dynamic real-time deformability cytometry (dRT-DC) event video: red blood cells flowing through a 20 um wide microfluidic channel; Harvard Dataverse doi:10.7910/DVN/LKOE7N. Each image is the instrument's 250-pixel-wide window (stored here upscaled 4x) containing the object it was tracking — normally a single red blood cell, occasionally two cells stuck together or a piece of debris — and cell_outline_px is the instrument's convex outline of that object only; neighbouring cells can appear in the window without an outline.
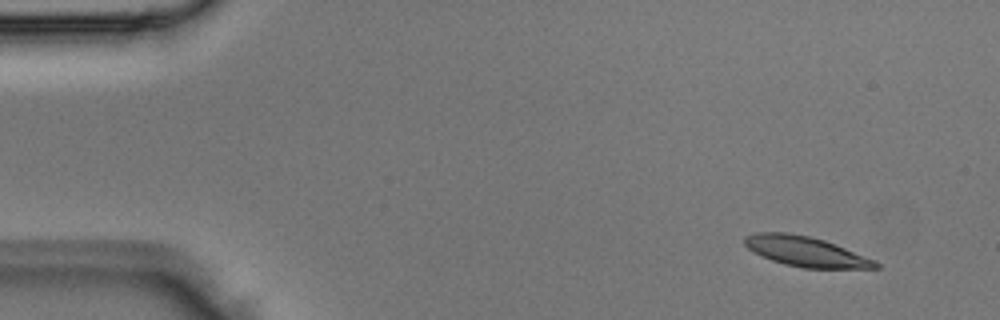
{"species": "Egyptian fruit bat (a non-hibernating species)", "species_latin": "Rousettus aegyptiacus", "temperature_condition": "room temperature", "stored_images_in_passage": 4, "camera_frame_rate_fps": 3000, "um_per_image_px": 0.085, "animal": {"sex": "male"}, "frame": {"image": 1, "passage_image": 1, "time_ms": 0.0, "image_size_px": [1000, 320], "cell_outline_px": [[880, 268], [804, 268], [784, 264], [772, 260], [748, 248], [744, 244], [744, 236], [756, 232], [788, 232], [808, 236], [824, 240], [876, 260], [880, 264]], "centroid_in_image_um": [68.5, 21.37], "position_along_channel_um": 16.5, "area_um2": 22.72}}
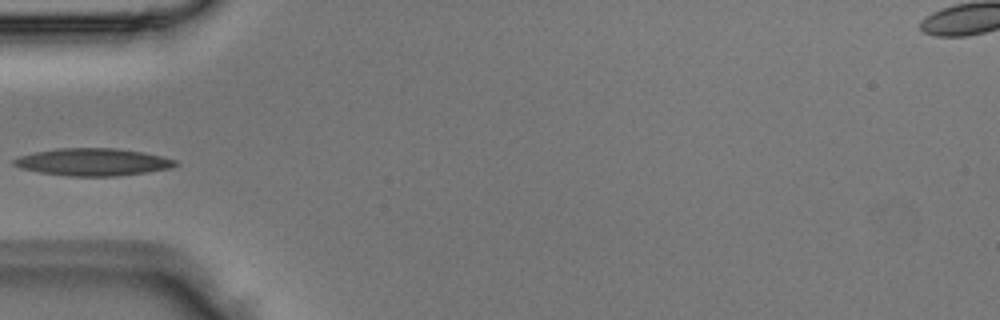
{"frame": {"image": 2, "passage_image": 4, "time_ms": 1.0, "image_size_px": [1000, 320], "cell_outline_px": [[180, 164], [172, 168], [148, 172], [116, 176], [68, 176], [40, 172], [20, 168], [12, 164], [12, 160], [20, 156], [36, 152], [56, 148], [116, 148], [144, 152], [164, 156], [176, 160]], "centroid_in_image_um": [7.95, 13.77], "position_along_channel_um": 77.1, "area_um2": 25.95}}